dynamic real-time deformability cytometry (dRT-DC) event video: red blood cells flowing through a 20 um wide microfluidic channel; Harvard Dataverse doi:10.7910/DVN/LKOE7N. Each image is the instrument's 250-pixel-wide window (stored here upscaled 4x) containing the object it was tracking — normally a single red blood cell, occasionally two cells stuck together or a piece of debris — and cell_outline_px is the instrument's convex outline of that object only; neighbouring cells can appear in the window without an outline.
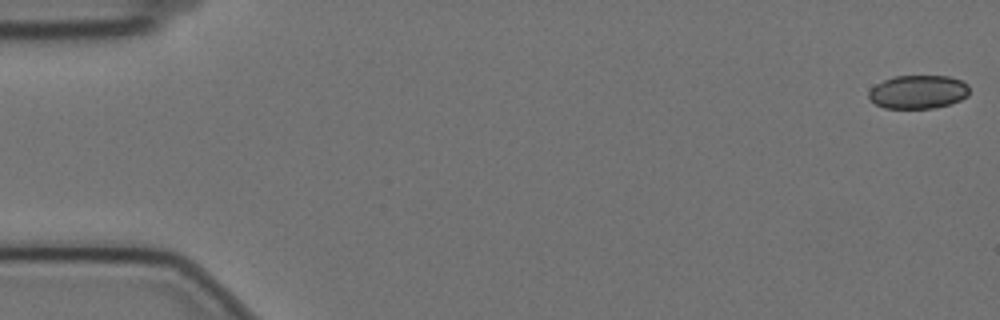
{"species": "Egyptian fruit bat (a non-hibernating species)", "species_latin": "Rousettus aegyptiacus", "temperature_condition": "cold", "stored_images_in_passage": 57, "camera_frame_rate_fps": 3000, "um_per_image_px": 0.085, "animal": {"sex": "female"}, "frame": {"image": 1, "passage_image": 1, "time_ms": 0.0, "image_size_px": [1000, 320], "cell_outline_px": [[968, 96], [960, 100], [948, 104], [932, 108], [884, 108], [876, 104], [868, 96], [868, 92], [876, 84], [892, 76], [948, 76], [960, 80], [968, 84]], "centroid_in_image_um": [78.03, 7.8], "position_along_channel_um": 7.0, "area_um2": 19.54}}
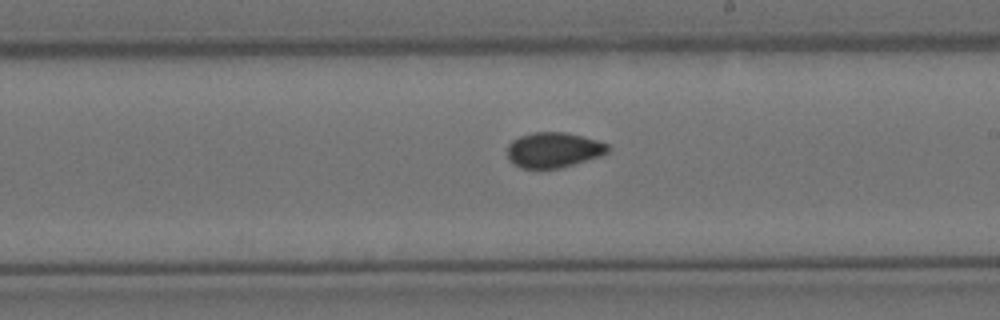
{"frame": {"image": 2, "passage_image": 33, "time_ms": 10.667, "image_size_px": [1000, 320], "cell_outline_px": [[612, 148], [608, 152], [600, 156], [560, 168], [520, 168], [512, 164], [508, 160], [508, 144], [512, 140], [520, 136], [532, 132], [564, 132], [596, 140], [608, 144]], "centroid_in_image_um": [47.03, 12.75], "position_along_channel_um": 242.0, "area_um2": 20.69}}
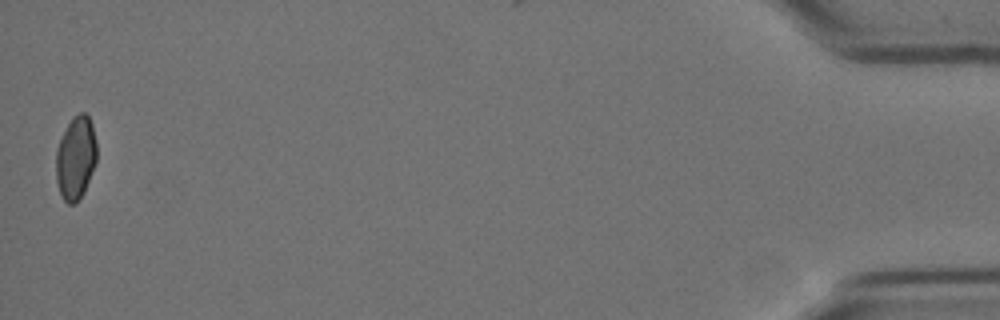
{"frame": {"image": 3, "passage_image": 57, "time_ms": 18.667, "image_size_px": [1000, 320], "cell_outline_px": [[96, 160], [84, 192], [76, 204], [68, 204], [64, 200], [60, 192], [56, 180], [56, 148], [72, 116], [80, 112], [84, 112], [88, 116], [92, 124], [96, 140]], "centroid_in_image_um": [6.43, 13.41], "position_along_channel_um": 428.8, "area_um2": 19.71}, "authors_computed_cell_mechanics": {"area_um2": 20.6924, "velocity_mm_per_s": 3.5259, "shape_relaxation_time_tau1_ms": null, "shape_relaxation_time_tau2_ms": 1.9105, "deformation_change_tau1": null, "deformation_change_tau2": 0.0442}}